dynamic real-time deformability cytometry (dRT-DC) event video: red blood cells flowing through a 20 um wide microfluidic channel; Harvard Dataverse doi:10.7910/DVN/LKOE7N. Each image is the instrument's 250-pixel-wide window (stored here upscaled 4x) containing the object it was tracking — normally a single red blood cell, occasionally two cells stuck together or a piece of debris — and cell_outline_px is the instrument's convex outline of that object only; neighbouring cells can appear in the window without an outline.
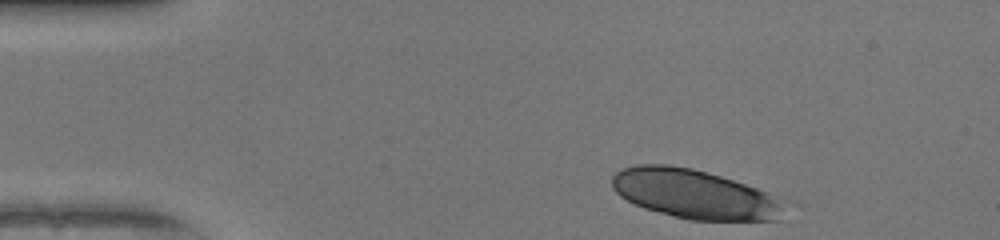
{"species": "human", "species_latin": "Homo sapiens", "temperature_condition": "warm", "stored_images_in_passage": 44, "camera_frame_rate_fps": 3000, "um_per_image_px": 0.085, "donor": {"sex": "female"}, "frame": {"image": 1, "passage_image": 1, "time_ms": 0.0, "image_size_px": [1000, 240], "cell_outline_px": [[800, 204], [776, 220], [688, 220], [672, 216], [644, 208], [620, 196], [612, 188], [612, 176], [616, 172], [624, 168], [636, 164], [668, 164], [692, 168], [720, 176], [792, 200]], "centroid_in_image_um": [59.22, 16.52], "position_along_channel_um": 25.8, "area_um2": 50.63}}